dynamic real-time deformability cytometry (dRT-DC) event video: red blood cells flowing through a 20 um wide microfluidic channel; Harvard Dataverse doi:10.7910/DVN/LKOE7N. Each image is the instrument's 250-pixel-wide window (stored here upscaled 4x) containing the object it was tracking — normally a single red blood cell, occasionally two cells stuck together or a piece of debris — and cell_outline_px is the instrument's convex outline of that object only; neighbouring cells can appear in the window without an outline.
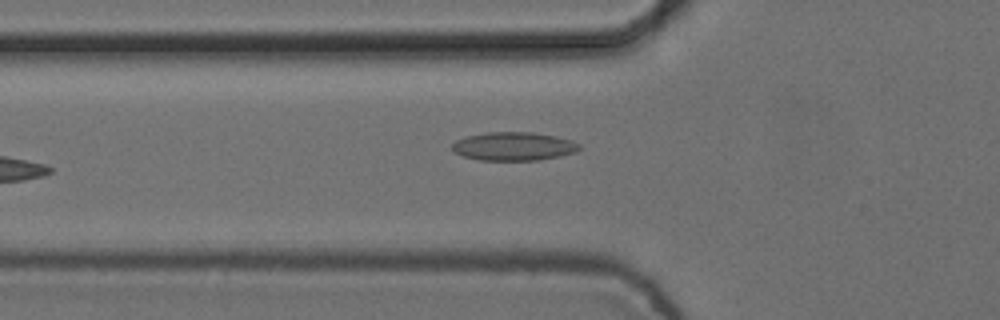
{"species": "common noctule bat (a hibernating species)", "species_latin": "Nyctalus noctula", "temperature_condition": "cold", "stored_images_in_passage": 6, "camera_frame_rate_fps": 3000, "um_per_image_px": 0.085, "animal": {"sex": "female", "body_mass_g": 24.6, "forearm_length_mm": 56.2}, "frame": {"image": 1, "passage_image": 6, "time_ms": 1.667, "image_size_px": [1000, 320], "cell_outline_px": [[580, 148], [576, 152], [560, 156], [540, 160], [480, 160], [464, 156], [456, 152], [452, 148], [452, 144], [456, 140], [468, 136], [488, 132], [532, 132], [556, 136], [572, 140], [580, 144]], "centroid_in_image_um": [43.7, 12.43], "position_along_channel_um": 82.1, "area_um2": 21.04}}